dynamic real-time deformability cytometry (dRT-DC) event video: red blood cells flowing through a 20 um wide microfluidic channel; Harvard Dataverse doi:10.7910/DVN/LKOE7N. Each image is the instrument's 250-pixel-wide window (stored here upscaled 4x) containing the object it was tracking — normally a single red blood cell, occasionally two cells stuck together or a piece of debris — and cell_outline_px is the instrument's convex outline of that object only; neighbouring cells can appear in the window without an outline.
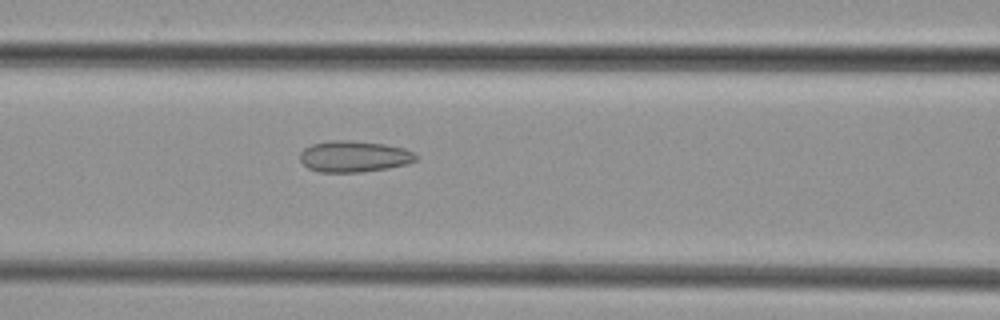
{"species": "common noctule bat (a hibernating species)", "species_latin": "Nyctalus noctula", "temperature_condition": "cold", "stored_images_in_passage": 36, "camera_frame_rate_fps": 3000, "um_per_image_px": 0.085, "animal": {"sex": "female", "body_mass_g": 29.2, "forearm_length_mm": 56.3}, "frame": {"image": 1, "passage_image": 8, "time_ms": 2.333, "image_size_px": [1000, 320], "cell_outline_px": [[416, 160], [408, 164], [388, 168], [360, 172], [320, 172], [308, 168], [300, 160], [300, 152], [304, 148], [312, 144], [328, 140], [352, 140], [384, 144], [404, 148], [412, 152], [416, 156]], "centroid_in_image_um": [30.07, 13.29], "position_along_channel_um": 136.5, "area_um2": 21.15}}
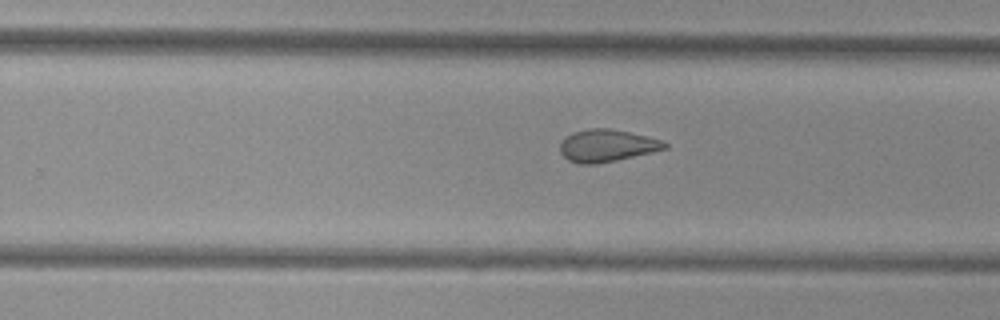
{"frame": {"image": 2, "passage_image": 18, "time_ms": 5.667, "image_size_px": [1000, 320], "cell_outline_px": [[668, 148], [652, 152], [616, 160], [596, 164], [580, 164], [568, 160], [560, 152], [560, 144], [564, 136], [572, 132], [588, 128], [608, 128], [648, 136], [660, 140], [668, 144]], "centroid_in_image_um": [51.55, 12.37], "position_along_channel_um": 278.2, "area_um2": 19.71}}
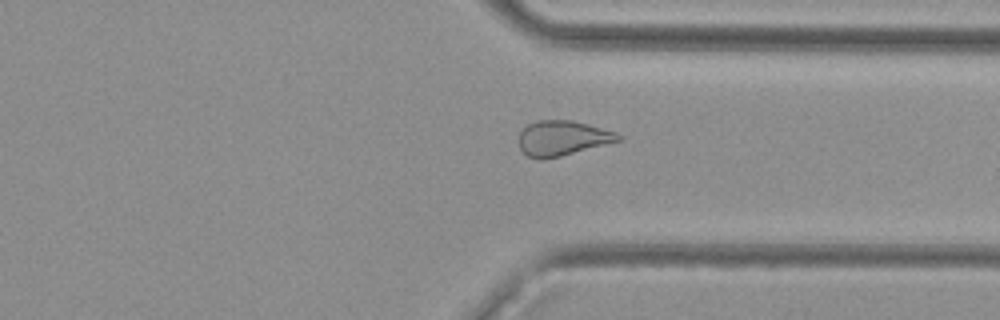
{"frame": {"image": 3, "passage_image": 24, "time_ms": 7.667, "image_size_px": [1000, 320], "cell_outline_px": [[620, 140], [560, 156], [528, 156], [520, 148], [520, 132], [528, 124], [540, 120], [572, 120], [588, 124], [616, 132], [620, 136]], "centroid_in_image_um": [47.82, 11.7], "position_along_channel_um": 363.6, "area_um2": 19.42}}